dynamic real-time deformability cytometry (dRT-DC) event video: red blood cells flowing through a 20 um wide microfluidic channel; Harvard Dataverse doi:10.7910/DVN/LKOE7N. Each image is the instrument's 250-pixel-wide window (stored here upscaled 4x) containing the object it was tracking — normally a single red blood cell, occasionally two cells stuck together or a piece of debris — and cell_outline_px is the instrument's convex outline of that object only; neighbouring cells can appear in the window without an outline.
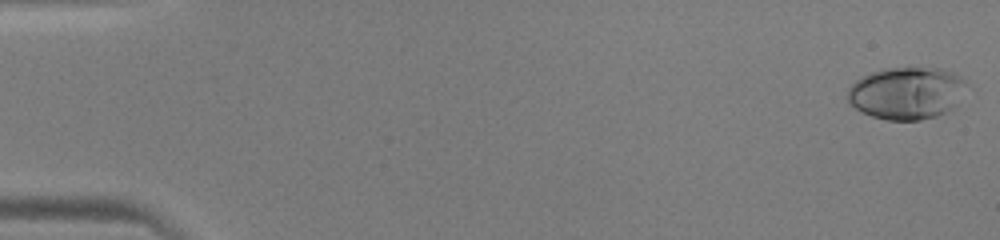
{"species": "human", "species_latin": "Homo sapiens", "temperature_condition": "warm", "stored_images_in_passage": 48, "camera_frame_rate_fps": 3000, "um_per_image_px": 0.085, "donor": {"sex": "male"}, "frame": {"image": 1, "passage_image": 1, "time_ms": 0.0, "image_size_px": [1000, 240], "cell_outline_px": [[964, 84], [948, 112], [936, 116], [920, 120], [888, 120], [872, 116], [860, 112], [848, 100], [848, 88], [856, 80], [872, 72], [884, 68], [940, 68], [952, 72], [960, 76], [964, 80]], "centroid_in_image_um": [76.99, 7.91], "position_along_channel_um": 8.0, "area_um2": 35.49}}
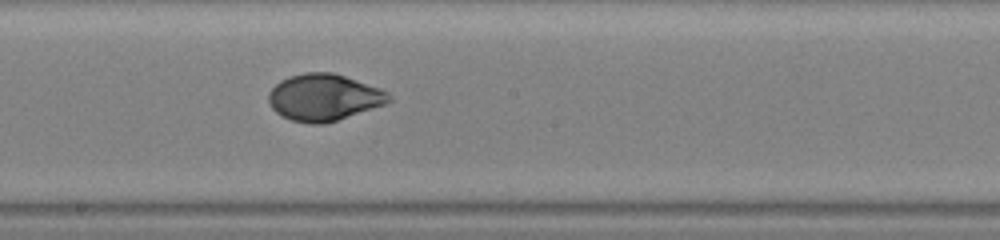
{"frame": {"image": 2, "passage_image": 27, "time_ms": 8.667, "image_size_px": [1000, 240], "cell_outline_px": [[392, 100], [384, 104], [324, 124], [312, 124], [292, 120], [276, 112], [272, 108], [268, 100], [268, 92], [280, 80], [288, 76], [304, 72], [332, 72], [380, 88], [388, 92], [392, 96]], "centroid_in_image_um": [27.51, 8.26], "position_along_channel_um": 220.7, "area_um2": 32.54}}
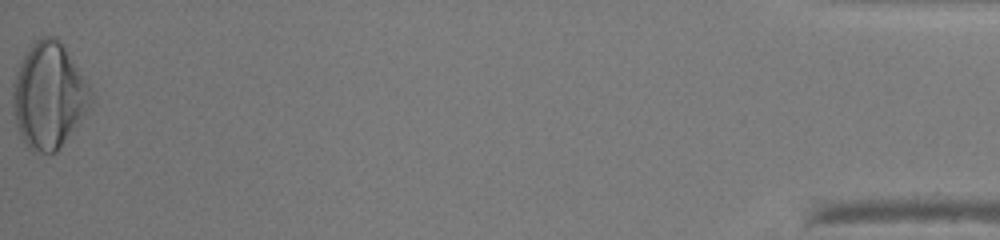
{"frame": {"image": 3, "passage_image": 48, "time_ms": 15.667, "image_size_px": [1000, 240], "cell_outline_px": [[92, 108], [56, 152], [32, 152], [24, 144], [16, 124], [12, 104], [12, 84], [20, 64], [28, 48], [40, 36], [56, 36], [60, 40], [88, 84], [92, 92]], "centroid_in_image_um": [4.16, 8.14], "position_along_channel_um": 431.0, "area_um2": 48.26}}